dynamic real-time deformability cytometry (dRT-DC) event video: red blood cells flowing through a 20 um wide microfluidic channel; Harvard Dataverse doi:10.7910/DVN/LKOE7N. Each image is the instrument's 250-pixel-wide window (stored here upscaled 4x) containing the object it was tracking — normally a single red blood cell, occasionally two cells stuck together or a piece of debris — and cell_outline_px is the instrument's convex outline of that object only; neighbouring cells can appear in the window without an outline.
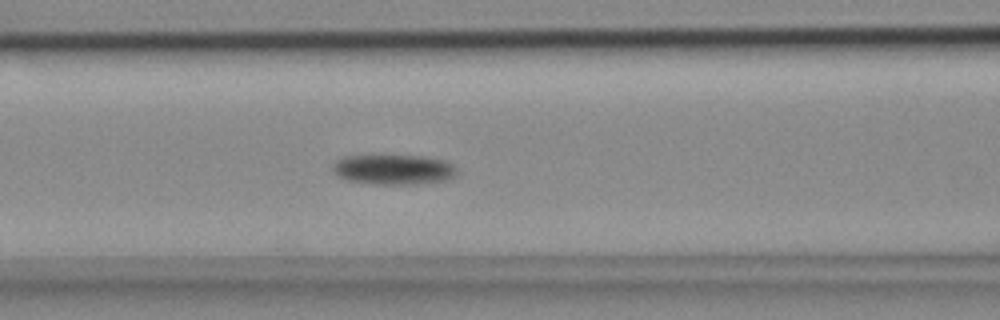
{"species": "common noctule bat (a hibernating species)", "species_latin": "Nyctalus noctula", "temperature_condition": "cold", "stored_images_in_passage": 56, "segment_of_instrument_passage": [1, 2], "camera_frame_rate_fps": 3000, "um_per_image_px": 0.085, "animal": {"sex": "female", "body_mass_g": 18.4}, "frame": {"image": 1, "passage_image": 22, "time_ms": 7.0, "image_size_px": [1000, 320], "cell_outline_px": [[456, 172], [452, 176], [444, 180], [408, 184], [372, 184], [348, 180], [340, 176], [332, 168], [332, 164], [336, 160], [344, 156], [420, 156], [444, 160], [452, 164], [456, 168]], "centroid_in_image_um": [33.41, 14.4], "position_along_channel_um": 133.2, "area_um2": 21.27}}
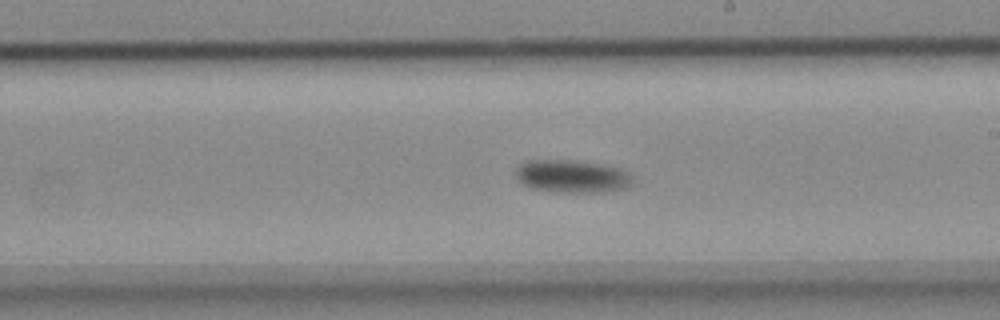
{"frame": {"image": 2, "passage_image": 31, "time_ms": 10.0, "image_size_px": [1000, 320], "cell_outline_px": [[632, 184], [624, 188], [604, 192], [556, 192], [532, 188], [520, 184], [516, 176], [516, 168], [524, 160], [576, 160], [600, 164], [620, 168], [632, 176]], "centroid_in_image_um": [48.58, 14.98], "position_along_channel_um": 240.4, "area_um2": 22.48}}
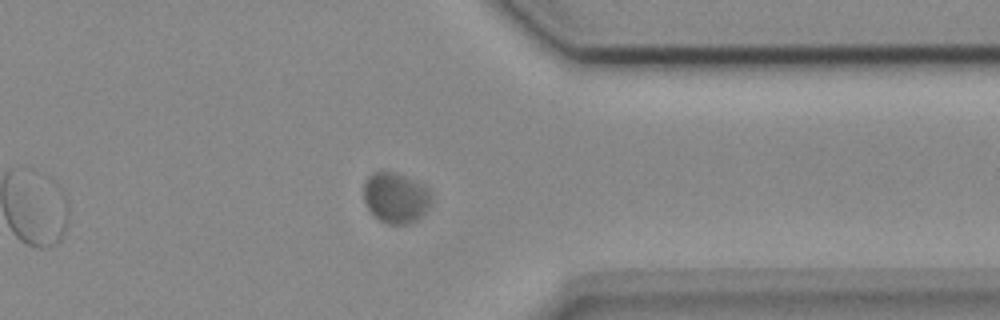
{"frame": {"image": 3, "passage_image": 43, "time_ms": 14.0, "image_size_px": [1000, 320], "cell_outline_px": [[432, 204], [416, 220], [408, 224], [388, 224], [380, 220], [368, 208], [364, 200], [364, 180], [372, 172], [392, 172], [404, 176], [424, 184], [432, 192]], "centroid_in_image_um": [33.66, 16.8], "position_along_channel_um": 377.7, "area_um2": 20.0}}